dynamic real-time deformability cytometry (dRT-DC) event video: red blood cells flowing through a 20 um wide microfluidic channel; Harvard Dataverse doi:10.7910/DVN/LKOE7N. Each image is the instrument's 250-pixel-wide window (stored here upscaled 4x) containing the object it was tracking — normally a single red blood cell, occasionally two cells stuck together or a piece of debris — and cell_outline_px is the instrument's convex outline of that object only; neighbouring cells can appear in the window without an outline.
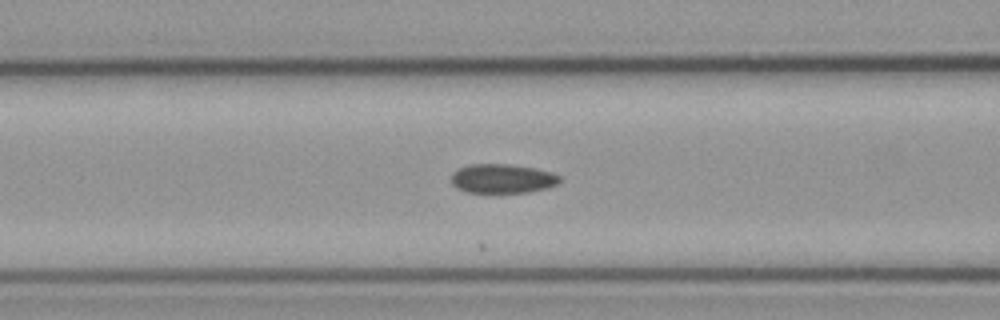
{"species": "common noctule bat (a hibernating species)", "species_latin": "Nyctalus noctula", "temperature_condition": "cold", "stored_images_in_passage": 14, "camera_frame_rate_fps": 3000, "um_per_image_px": 0.085, "animal": {"sex": "male", "body_mass_g": 23.1, "forearm_length_mm": 52.7}, "frame": {"image": 1, "passage_image": 7, "time_ms": 2.0, "image_size_px": [1000, 320], "cell_outline_px": [[560, 180], [556, 184], [548, 188], [528, 192], [468, 192], [456, 188], [452, 184], [452, 172], [468, 164], [508, 164], [532, 168], [552, 172], [560, 176]], "centroid_in_image_um": [42.69, 15.18], "position_along_channel_um": 123.9, "area_um2": 18.32}}